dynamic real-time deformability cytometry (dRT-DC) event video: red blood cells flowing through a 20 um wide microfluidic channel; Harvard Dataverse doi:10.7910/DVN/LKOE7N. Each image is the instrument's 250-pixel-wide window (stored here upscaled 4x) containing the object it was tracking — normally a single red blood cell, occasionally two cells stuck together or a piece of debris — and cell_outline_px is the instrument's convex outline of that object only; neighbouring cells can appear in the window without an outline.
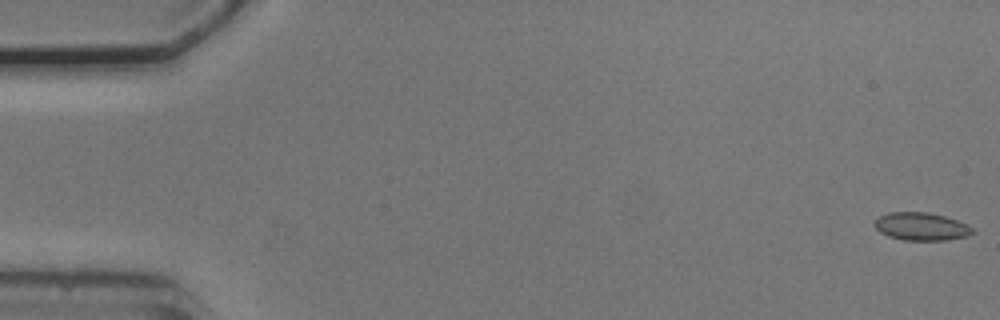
{"species": "common noctule bat (a hibernating species)", "species_latin": "Nyctalus noctula", "temperature_condition": "cold", "stored_images_in_passage": 54, "camera_frame_rate_fps": 3000, "um_per_image_px": 0.085, "animal": {"sex": "male", "body_mass_g": 20.5, "forearm_length_mm": 52.5}, "frame": {"image": 1, "passage_image": 1, "time_ms": 0.0, "image_size_px": [1000, 320], "cell_outline_px": [[976, 232], [968, 236], [944, 240], [904, 240], [888, 236], [880, 232], [876, 228], [876, 220], [880, 216], [888, 212], [928, 212], [944, 216], [968, 224]], "centroid_in_image_um": [78.34, 19.25], "position_along_channel_um": 6.7, "area_um2": 15.84}}
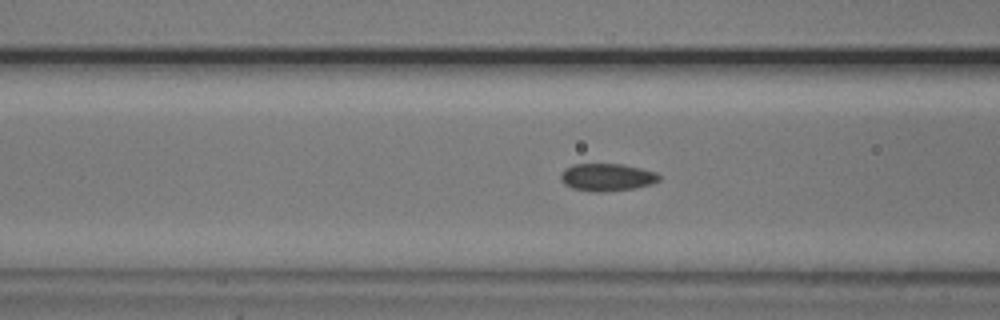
{"frame": {"image": 2, "passage_image": 21, "time_ms": 6.667, "image_size_px": [1000, 320], "cell_outline_px": [[660, 180], [652, 184], [636, 188], [604, 192], [592, 192], [572, 188], [564, 184], [560, 180], [560, 172], [564, 168], [572, 164], [624, 164], [656, 172], [660, 176]], "centroid_in_image_um": [51.57, 15.07], "position_along_channel_um": 115.0, "area_um2": 16.07}}
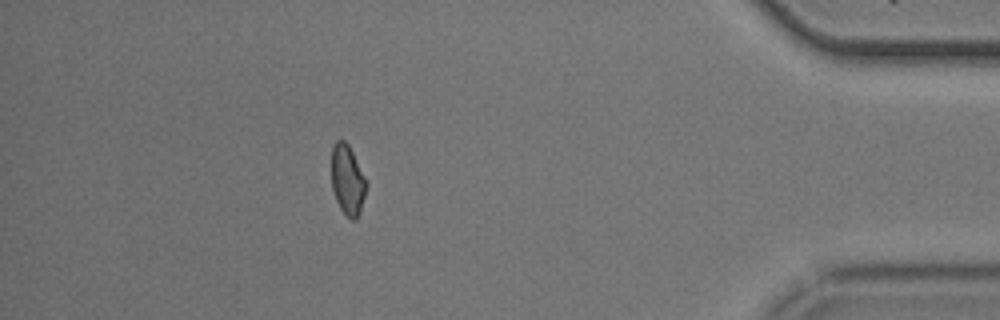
{"frame": {"image": 3, "passage_image": 48, "time_ms": 15.667, "image_size_px": [1000, 320], "cell_outline_px": [[368, 184], [360, 212], [356, 220], [352, 220], [340, 208], [336, 200], [332, 188], [332, 144], [336, 140], [344, 140], [348, 144]], "centroid_in_image_um": [29.54, 15.29], "position_along_channel_um": 405.7, "area_um2": 14.1}, "authors_computed_cell_mechanics": {"area_um2": 15.4904, "velocity_mm_per_s": 3.7614, "shape_relaxation_time_tau1_ms": null, "shape_relaxation_time_tau2_ms": 1.9828, "deformation_change_tau1": null, "deformation_change_tau2": 0.0478}}